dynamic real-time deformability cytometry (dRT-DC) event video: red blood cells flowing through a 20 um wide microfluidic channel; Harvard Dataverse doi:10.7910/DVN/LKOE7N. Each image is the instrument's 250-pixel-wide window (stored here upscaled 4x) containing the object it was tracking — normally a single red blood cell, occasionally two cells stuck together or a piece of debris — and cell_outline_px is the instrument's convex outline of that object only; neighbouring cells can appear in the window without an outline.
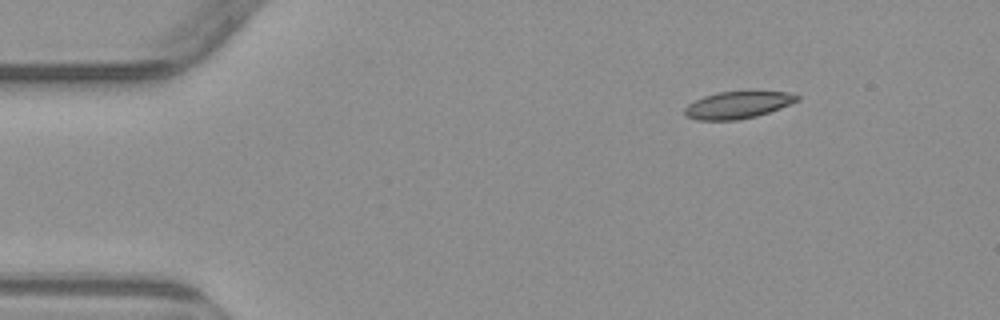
{"species": "common noctule bat (a hibernating species)", "species_latin": "Nyctalus noctula", "temperature_condition": "warm", "stored_images_in_passage": 3, "camera_frame_rate_fps": 3000, "um_per_image_px": 0.085, "animal": {"sex": "male", "body_mass_g": 23.1, "forearm_length_mm": 52.7}, "frame": {"image": 1, "passage_image": 1, "time_ms": 0.0, "image_size_px": [1000, 320], "cell_outline_px": [[800, 100], [780, 108], [756, 116], [736, 120], [696, 120], [684, 116], [684, 108], [688, 104], [704, 96], [716, 92], [748, 88], [752, 88], [788, 92], [800, 96]], "centroid_in_image_um": [62.75, 8.86], "position_along_channel_um": 22.3, "area_um2": 18.73}}
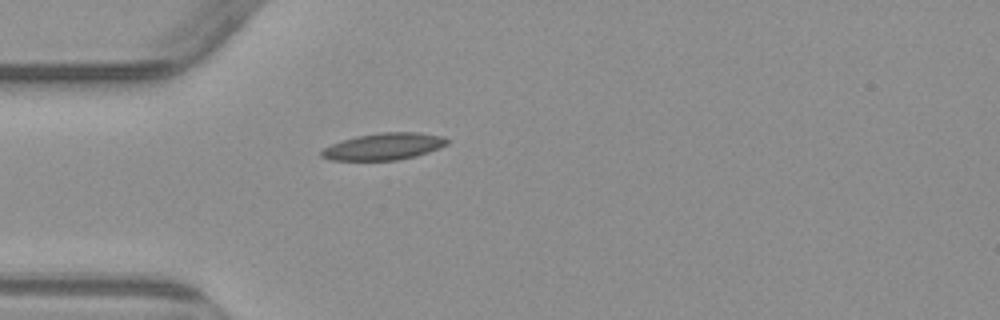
{"frame": {"image": 2, "passage_image": 3, "time_ms": 2.667, "image_size_px": [1000, 320], "cell_outline_px": [[448, 144], [440, 148], [416, 156], [396, 160], [328, 160], [320, 156], [320, 152], [324, 148], [332, 144], [356, 136], [380, 132], [420, 132], [444, 136], [448, 140]], "centroid_in_image_um": [32.65, 12.45], "position_along_channel_um": 52.4, "area_um2": 19.71}}